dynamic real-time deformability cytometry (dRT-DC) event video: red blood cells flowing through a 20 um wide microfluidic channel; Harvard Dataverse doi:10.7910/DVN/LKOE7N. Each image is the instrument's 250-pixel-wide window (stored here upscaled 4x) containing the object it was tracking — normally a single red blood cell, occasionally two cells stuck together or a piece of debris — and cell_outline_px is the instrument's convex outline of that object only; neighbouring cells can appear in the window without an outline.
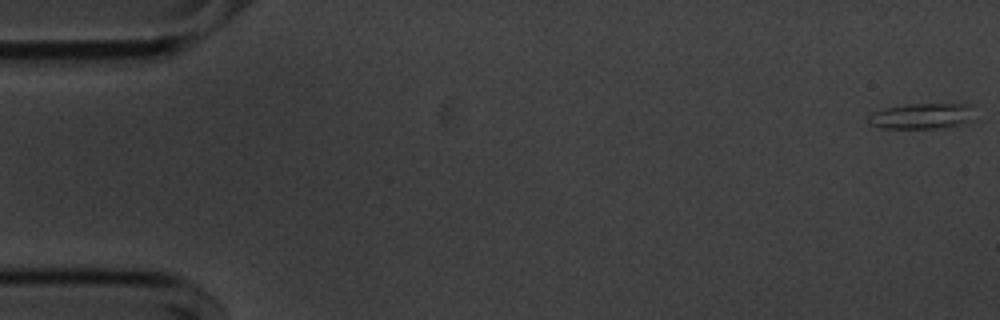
{"species": "common noctule bat (a hibernating species)", "species_latin": "Nyctalus noctula", "temperature_condition": "cold", "stored_images_in_passage": 11, "camera_frame_rate_fps": 3000, "um_per_image_px": 0.085, "animal": {"sex": "male", "body_mass_g": 20.1, "forearm_length_mm": 53.5}, "frame": {"image": 1, "passage_image": 1, "time_ms": 0.0, "image_size_px": [1000, 320], "cell_outline_px": [[972, 104], [968, 120], [960, 124], [936, 128], [880, 128], [868, 124], [868, 116], [872, 112], [884, 108], [904, 104]], "centroid_in_image_um": [78.22, 9.86], "position_along_channel_um": 6.8, "area_um2": 15.61}}